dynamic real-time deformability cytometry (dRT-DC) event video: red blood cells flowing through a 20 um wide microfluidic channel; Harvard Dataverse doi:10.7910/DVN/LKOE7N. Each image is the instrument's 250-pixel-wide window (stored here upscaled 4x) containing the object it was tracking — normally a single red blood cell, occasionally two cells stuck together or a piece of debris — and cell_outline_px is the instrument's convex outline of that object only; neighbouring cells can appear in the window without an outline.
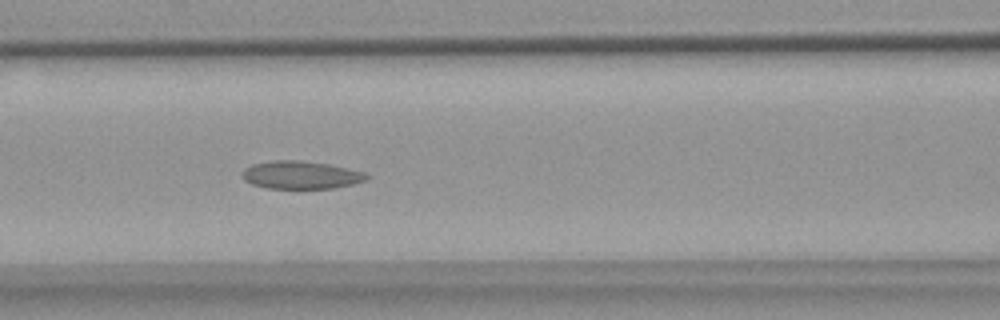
{"species": "common noctule bat (a hibernating species)", "species_latin": "Nyctalus noctula", "temperature_condition": "warm", "stored_images_in_passage": 7, "camera_frame_rate_fps": 3000, "um_per_image_px": 0.085, "animal": {"sex": "female", "body_mass_g": 18.4}, "frame": {"image": 1, "passage_image": 7, "time_ms": 7.333, "image_size_px": [1000, 320], "cell_outline_px": [[368, 180], [352, 184], [332, 188], [268, 188], [252, 184], [244, 180], [244, 168], [252, 164], [272, 160], [300, 160], [328, 164], [364, 172], [368, 176]], "centroid_in_image_um": [25.57, 14.86], "position_along_channel_um": 141.0, "area_um2": 20.0}}